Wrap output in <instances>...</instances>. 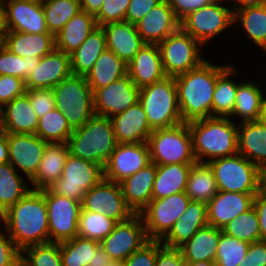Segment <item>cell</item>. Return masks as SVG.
<instances>
[{
    "mask_svg": "<svg viewBox=\"0 0 266 266\" xmlns=\"http://www.w3.org/2000/svg\"><path fill=\"white\" fill-rule=\"evenodd\" d=\"M229 64L204 61L200 66L175 77L178 106L182 121L213 117V94L217 77Z\"/></svg>",
    "mask_w": 266,
    "mask_h": 266,
    "instance_id": "obj_1",
    "label": "cell"
},
{
    "mask_svg": "<svg viewBox=\"0 0 266 266\" xmlns=\"http://www.w3.org/2000/svg\"><path fill=\"white\" fill-rule=\"evenodd\" d=\"M3 228L14 244L24 248L50 242L48 211L43 194L30 190L6 210Z\"/></svg>",
    "mask_w": 266,
    "mask_h": 266,
    "instance_id": "obj_2",
    "label": "cell"
},
{
    "mask_svg": "<svg viewBox=\"0 0 266 266\" xmlns=\"http://www.w3.org/2000/svg\"><path fill=\"white\" fill-rule=\"evenodd\" d=\"M197 162L238 153V124L231 118L208 117L188 122Z\"/></svg>",
    "mask_w": 266,
    "mask_h": 266,
    "instance_id": "obj_3",
    "label": "cell"
},
{
    "mask_svg": "<svg viewBox=\"0 0 266 266\" xmlns=\"http://www.w3.org/2000/svg\"><path fill=\"white\" fill-rule=\"evenodd\" d=\"M69 154L104 168L117 142L110 118L94 115L74 129L67 141Z\"/></svg>",
    "mask_w": 266,
    "mask_h": 266,
    "instance_id": "obj_4",
    "label": "cell"
},
{
    "mask_svg": "<svg viewBox=\"0 0 266 266\" xmlns=\"http://www.w3.org/2000/svg\"><path fill=\"white\" fill-rule=\"evenodd\" d=\"M139 103L153 130L172 127L183 122L178 106L175 77H165L159 82L141 88Z\"/></svg>",
    "mask_w": 266,
    "mask_h": 266,
    "instance_id": "obj_5",
    "label": "cell"
},
{
    "mask_svg": "<svg viewBox=\"0 0 266 266\" xmlns=\"http://www.w3.org/2000/svg\"><path fill=\"white\" fill-rule=\"evenodd\" d=\"M150 161L156 165L193 164L192 135L188 123L154 129L147 141Z\"/></svg>",
    "mask_w": 266,
    "mask_h": 266,
    "instance_id": "obj_6",
    "label": "cell"
},
{
    "mask_svg": "<svg viewBox=\"0 0 266 266\" xmlns=\"http://www.w3.org/2000/svg\"><path fill=\"white\" fill-rule=\"evenodd\" d=\"M52 90L56 108L73 129L83 126L95 115L93 91L85 76L72 74Z\"/></svg>",
    "mask_w": 266,
    "mask_h": 266,
    "instance_id": "obj_7",
    "label": "cell"
},
{
    "mask_svg": "<svg viewBox=\"0 0 266 266\" xmlns=\"http://www.w3.org/2000/svg\"><path fill=\"white\" fill-rule=\"evenodd\" d=\"M233 20L234 12L226 5V0H215L212 4L189 13L180 21V28L207 47L209 42L221 37L234 26Z\"/></svg>",
    "mask_w": 266,
    "mask_h": 266,
    "instance_id": "obj_8",
    "label": "cell"
},
{
    "mask_svg": "<svg viewBox=\"0 0 266 266\" xmlns=\"http://www.w3.org/2000/svg\"><path fill=\"white\" fill-rule=\"evenodd\" d=\"M213 170L218 191L257 194L259 168L239 153L208 162Z\"/></svg>",
    "mask_w": 266,
    "mask_h": 266,
    "instance_id": "obj_9",
    "label": "cell"
},
{
    "mask_svg": "<svg viewBox=\"0 0 266 266\" xmlns=\"http://www.w3.org/2000/svg\"><path fill=\"white\" fill-rule=\"evenodd\" d=\"M166 77H177L200 66L205 48L195 38L179 28L158 44ZM203 47V48H202Z\"/></svg>",
    "mask_w": 266,
    "mask_h": 266,
    "instance_id": "obj_10",
    "label": "cell"
},
{
    "mask_svg": "<svg viewBox=\"0 0 266 266\" xmlns=\"http://www.w3.org/2000/svg\"><path fill=\"white\" fill-rule=\"evenodd\" d=\"M103 177V168L100 165L69 154L62 176L49 189L57 195L81 202L85 193Z\"/></svg>",
    "mask_w": 266,
    "mask_h": 266,
    "instance_id": "obj_11",
    "label": "cell"
},
{
    "mask_svg": "<svg viewBox=\"0 0 266 266\" xmlns=\"http://www.w3.org/2000/svg\"><path fill=\"white\" fill-rule=\"evenodd\" d=\"M191 199L179 192L162 199H152L140 213L149 240H162L187 209Z\"/></svg>",
    "mask_w": 266,
    "mask_h": 266,
    "instance_id": "obj_12",
    "label": "cell"
},
{
    "mask_svg": "<svg viewBox=\"0 0 266 266\" xmlns=\"http://www.w3.org/2000/svg\"><path fill=\"white\" fill-rule=\"evenodd\" d=\"M48 211L50 242H63L78 234L81 202L53 193L49 188L39 190Z\"/></svg>",
    "mask_w": 266,
    "mask_h": 266,
    "instance_id": "obj_13",
    "label": "cell"
},
{
    "mask_svg": "<svg viewBox=\"0 0 266 266\" xmlns=\"http://www.w3.org/2000/svg\"><path fill=\"white\" fill-rule=\"evenodd\" d=\"M81 209L104 214L117 223L127 221L135 215L126 204L120 183L104 177L85 193Z\"/></svg>",
    "mask_w": 266,
    "mask_h": 266,
    "instance_id": "obj_14",
    "label": "cell"
},
{
    "mask_svg": "<svg viewBox=\"0 0 266 266\" xmlns=\"http://www.w3.org/2000/svg\"><path fill=\"white\" fill-rule=\"evenodd\" d=\"M149 241L140 214L117 223L114 229L100 242L113 261L124 262L133 252Z\"/></svg>",
    "mask_w": 266,
    "mask_h": 266,
    "instance_id": "obj_15",
    "label": "cell"
},
{
    "mask_svg": "<svg viewBox=\"0 0 266 266\" xmlns=\"http://www.w3.org/2000/svg\"><path fill=\"white\" fill-rule=\"evenodd\" d=\"M140 89L128 74L93 92L94 113L111 118L139 102Z\"/></svg>",
    "mask_w": 266,
    "mask_h": 266,
    "instance_id": "obj_16",
    "label": "cell"
},
{
    "mask_svg": "<svg viewBox=\"0 0 266 266\" xmlns=\"http://www.w3.org/2000/svg\"><path fill=\"white\" fill-rule=\"evenodd\" d=\"M147 142L117 144L103 168L104 178L122 182L150 163Z\"/></svg>",
    "mask_w": 266,
    "mask_h": 266,
    "instance_id": "obj_17",
    "label": "cell"
},
{
    "mask_svg": "<svg viewBox=\"0 0 266 266\" xmlns=\"http://www.w3.org/2000/svg\"><path fill=\"white\" fill-rule=\"evenodd\" d=\"M9 163L30 180L37 172L47 142L36 134L6 133Z\"/></svg>",
    "mask_w": 266,
    "mask_h": 266,
    "instance_id": "obj_18",
    "label": "cell"
},
{
    "mask_svg": "<svg viewBox=\"0 0 266 266\" xmlns=\"http://www.w3.org/2000/svg\"><path fill=\"white\" fill-rule=\"evenodd\" d=\"M6 31L50 33L46 26L42 3L33 0H2Z\"/></svg>",
    "mask_w": 266,
    "mask_h": 266,
    "instance_id": "obj_19",
    "label": "cell"
},
{
    "mask_svg": "<svg viewBox=\"0 0 266 266\" xmlns=\"http://www.w3.org/2000/svg\"><path fill=\"white\" fill-rule=\"evenodd\" d=\"M135 25L145 44H159L180 28V21L168 0H163Z\"/></svg>",
    "mask_w": 266,
    "mask_h": 266,
    "instance_id": "obj_20",
    "label": "cell"
},
{
    "mask_svg": "<svg viewBox=\"0 0 266 266\" xmlns=\"http://www.w3.org/2000/svg\"><path fill=\"white\" fill-rule=\"evenodd\" d=\"M71 75L70 55L55 49L39 59L37 67L25 81V88H54Z\"/></svg>",
    "mask_w": 266,
    "mask_h": 266,
    "instance_id": "obj_21",
    "label": "cell"
},
{
    "mask_svg": "<svg viewBox=\"0 0 266 266\" xmlns=\"http://www.w3.org/2000/svg\"><path fill=\"white\" fill-rule=\"evenodd\" d=\"M256 194L218 191L206 204L208 225L222 229L235 217L253 206Z\"/></svg>",
    "mask_w": 266,
    "mask_h": 266,
    "instance_id": "obj_22",
    "label": "cell"
},
{
    "mask_svg": "<svg viewBox=\"0 0 266 266\" xmlns=\"http://www.w3.org/2000/svg\"><path fill=\"white\" fill-rule=\"evenodd\" d=\"M110 119L117 144L147 142L153 131L139 102Z\"/></svg>",
    "mask_w": 266,
    "mask_h": 266,
    "instance_id": "obj_23",
    "label": "cell"
},
{
    "mask_svg": "<svg viewBox=\"0 0 266 266\" xmlns=\"http://www.w3.org/2000/svg\"><path fill=\"white\" fill-rule=\"evenodd\" d=\"M127 74L139 89L163 80L166 75L158 44H144L127 64Z\"/></svg>",
    "mask_w": 266,
    "mask_h": 266,
    "instance_id": "obj_24",
    "label": "cell"
},
{
    "mask_svg": "<svg viewBox=\"0 0 266 266\" xmlns=\"http://www.w3.org/2000/svg\"><path fill=\"white\" fill-rule=\"evenodd\" d=\"M156 173L157 165L150 162L120 182L126 204L134 214H140L153 199L152 189Z\"/></svg>",
    "mask_w": 266,
    "mask_h": 266,
    "instance_id": "obj_25",
    "label": "cell"
},
{
    "mask_svg": "<svg viewBox=\"0 0 266 266\" xmlns=\"http://www.w3.org/2000/svg\"><path fill=\"white\" fill-rule=\"evenodd\" d=\"M208 225L207 205L203 202L190 201L185 212L181 215L161 240L169 248H179L188 241L199 229Z\"/></svg>",
    "mask_w": 266,
    "mask_h": 266,
    "instance_id": "obj_26",
    "label": "cell"
},
{
    "mask_svg": "<svg viewBox=\"0 0 266 266\" xmlns=\"http://www.w3.org/2000/svg\"><path fill=\"white\" fill-rule=\"evenodd\" d=\"M101 27L106 35L107 49L114 52L127 64L145 44L137 32L135 24L123 21L109 23Z\"/></svg>",
    "mask_w": 266,
    "mask_h": 266,
    "instance_id": "obj_27",
    "label": "cell"
},
{
    "mask_svg": "<svg viewBox=\"0 0 266 266\" xmlns=\"http://www.w3.org/2000/svg\"><path fill=\"white\" fill-rule=\"evenodd\" d=\"M3 45L20 57L41 58L56 49L55 35L52 33H24L5 31Z\"/></svg>",
    "mask_w": 266,
    "mask_h": 266,
    "instance_id": "obj_28",
    "label": "cell"
},
{
    "mask_svg": "<svg viewBox=\"0 0 266 266\" xmlns=\"http://www.w3.org/2000/svg\"><path fill=\"white\" fill-rule=\"evenodd\" d=\"M68 155L67 143H47L38 170L29 180L31 190H43L53 185L62 176Z\"/></svg>",
    "mask_w": 266,
    "mask_h": 266,
    "instance_id": "obj_29",
    "label": "cell"
},
{
    "mask_svg": "<svg viewBox=\"0 0 266 266\" xmlns=\"http://www.w3.org/2000/svg\"><path fill=\"white\" fill-rule=\"evenodd\" d=\"M0 112L6 133L36 134L39 118L26 93L14 98Z\"/></svg>",
    "mask_w": 266,
    "mask_h": 266,
    "instance_id": "obj_30",
    "label": "cell"
},
{
    "mask_svg": "<svg viewBox=\"0 0 266 266\" xmlns=\"http://www.w3.org/2000/svg\"><path fill=\"white\" fill-rule=\"evenodd\" d=\"M238 153L259 169L266 166V126L259 120L238 124Z\"/></svg>",
    "mask_w": 266,
    "mask_h": 266,
    "instance_id": "obj_31",
    "label": "cell"
},
{
    "mask_svg": "<svg viewBox=\"0 0 266 266\" xmlns=\"http://www.w3.org/2000/svg\"><path fill=\"white\" fill-rule=\"evenodd\" d=\"M258 82L250 81L249 78L241 80L236 91V99L232 113V120L237 124L251 122L259 119L262 102L266 95ZM236 119V120H235Z\"/></svg>",
    "mask_w": 266,
    "mask_h": 266,
    "instance_id": "obj_32",
    "label": "cell"
},
{
    "mask_svg": "<svg viewBox=\"0 0 266 266\" xmlns=\"http://www.w3.org/2000/svg\"><path fill=\"white\" fill-rule=\"evenodd\" d=\"M96 27L95 16L81 10L55 35L56 50L70 55Z\"/></svg>",
    "mask_w": 266,
    "mask_h": 266,
    "instance_id": "obj_33",
    "label": "cell"
},
{
    "mask_svg": "<svg viewBox=\"0 0 266 266\" xmlns=\"http://www.w3.org/2000/svg\"><path fill=\"white\" fill-rule=\"evenodd\" d=\"M222 229L207 225L179 247L184 262L215 261Z\"/></svg>",
    "mask_w": 266,
    "mask_h": 266,
    "instance_id": "obj_34",
    "label": "cell"
},
{
    "mask_svg": "<svg viewBox=\"0 0 266 266\" xmlns=\"http://www.w3.org/2000/svg\"><path fill=\"white\" fill-rule=\"evenodd\" d=\"M234 64H230L218 77L213 94V117L231 118L234 109L239 75ZM236 79V80H235Z\"/></svg>",
    "mask_w": 266,
    "mask_h": 266,
    "instance_id": "obj_35",
    "label": "cell"
},
{
    "mask_svg": "<svg viewBox=\"0 0 266 266\" xmlns=\"http://www.w3.org/2000/svg\"><path fill=\"white\" fill-rule=\"evenodd\" d=\"M105 49H107L106 35L103 28L98 26L78 49L70 54L72 74L86 76Z\"/></svg>",
    "mask_w": 266,
    "mask_h": 266,
    "instance_id": "obj_36",
    "label": "cell"
},
{
    "mask_svg": "<svg viewBox=\"0 0 266 266\" xmlns=\"http://www.w3.org/2000/svg\"><path fill=\"white\" fill-rule=\"evenodd\" d=\"M127 74V63L114 52L105 49L85 78L94 92Z\"/></svg>",
    "mask_w": 266,
    "mask_h": 266,
    "instance_id": "obj_37",
    "label": "cell"
},
{
    "mask_svg": "<svg viewBox=\"0 0 266 266\" xmlns=\"http://www.w3.org/2000/svg\"><path fill=\"white\" fill-rule=\"evenodd\" d=\"M233 24H238L243 31L239 32L266 54V4L234 11Z\"/></svg>",
    "mask_w": 266,
    "mask_h": 266,
    "instance_id": "obj_38",
    "label": "cell"
},
{
    "mask_svg": "<svg viewBox=\"0 0 266 266\" xmlns=\"http://www.w3.org/2000/svg\"><path fill=\"white\" fill-rule=\"evenodd\" d=\"M192 164L157 165V173L153 184V199L184 192Z\"/></svg>",
    "mask_w": 266,
    "mask_h": 266,
    "instance_id": "obj_39",
    "label": "cell"
},
{
    "mask_svg": "<svg viewBox=\"0 0 266 266\" xmlns=\"http://www.w3.org/2000/svg\"><path fill=\"white\" fill-rule=\"evenodd\" d=\"M218 192L213 170L207 162L192 164L186 184V195L191 201L208 203Z\"/></svg>",
    "mask_w": 266,
    "mask_h": 266,
    "instance_id": "obj_40",
    "label": "cell"
},
{
    "mask_svg": "<svg viewBox=\"0 0 266 266\" xmlns=\"http://www.w3.org/2000/svg\"><path fill=\"white\" fill-rule=\"evenodd\" d=\"M31 190L29 180L9 163L0 164V203L7 210Z\"/></svg>",
    "mask_w": 266,
    "mask_h": 266,
    "instance_id": "obj_41",
    "label": "cell"
},
{
    "mask_svg": "<svg viewBox=\"0 0 266 266\" xmlns=\"http://www.w3.org/2000/svg\"><path fill=\"white\" fill-rule=\"evenodd\" d=\"M41 3L47 29L54 35L81 11L79 0H42Z\"/></svg>",
    "mask_w": 266,
    "mask_h": 266,
    "instance_id": "obj_42",
    "label": "cell"
},
{
    "mask_svg": "<svg viewBox=\"0 0 266 266\" xmlns=\"http://www.w3.org/2000/svg\"><path fill=\"white\" fill-rule=\"evenodd\" d=\"M74 129L57 108L39 118L36 135L47 143H67Z\"/></svg>",
    "mask_w": 266,
    "mask_h": 266,
    "instance_id": "obj_43",
    "label": "cell"
},
{
    "mask_svg": "<svg viewBox=\"0 0 266 266\" xmlns=\"http://www.w3.org/2000/svg\"><path fill=\"white\" fill-rule=\"evenodd\" d=\"M99 246L98 241L79 236L60 242L63 266H87Z\"/></svg>",
    "mask_w": 266,
    "mask_h": 266,
    "instance_id": "obj_44",
    "label": "cell"
},
{
    "mask_svg": "<svg viewBox=\"0 0 266 266\" xmlns=\"http://www.w3.org/2000/svg\"><path fill=\"white\" fill-rule=\"evenodd\" d=\"M116 221L98 212L80 210L77 236L99 243L114 229Z\"/></svg>",
    "mask_w": 266,
    "mask_h": 266,
    "instance_id": "obj_45",
    "label": "cell"
},
{
    "mask_svg": "<svg viewBox=\"0 0 266 266\" xmlns=\"http://www.w3.org/2000/svg\"><path fill=\"white\" fill-rule=\"evenodd\" d=\"M222 231L228 236L248 243L261 240L258 217L253 206L226 224Z\"/></svg>",
    "mask_w": 266,
    "mask_h": 266,
    "instance_id": "obj_46",
    "label": "cell"
},
{
    "mask_svg": "<svg viewBox=\"0 0 266 266\" xmlns=\"http://www.w3.org/2000/svg\"><path fill=\"white\" fill-rule=\"evenodd\" d=\"M39 59L31 56L20 57L2 45L0 47V75L16 76L26 81L37 67Z\"/></svg>",
    "mask_w": 266,
    "mask_h": 266,
    "instance_id": "obj_47",
    "label": "cell"
},
{
    "mask_svg": "<svg viewBox=\"0 0 266 266\" xmlns=\"http://www.w3.org/2000/svg\"><path fill=\"white\" fill-rule=\"evenodd\" d=\"M250 243L221 233L215 257L216 266H239Z\"/></svg>",
    "mask_w": 266,
    "mask_h": 266,
    "instance_id": "obj_48",
    "label": "cell"
},
{
    "mask_svg": "<svg viewBox=\"0 0 266 266\" xmlns=\"http://www.w3.org/2000/svg\"><path fill=\"white\" fill-rule=\"evenodd\" d=\"M21 256L29 266H63L58 242L28 246L21 251Z\"/></svg>",
    "mask_w": 266,
    "mask_h": 266,
    "instance_id": "obj_49",
    "label": "cell"
},
{
    "mask_svg": "<svg viewBox=\"0 0 266 266\" xmlns=\"http://www.w3.org/2000/svg\"><path fill=\"white\" fill-rule=\"evenodd\" d=\"M130 0H103L99 13L95 16L97 26L125 21Z\"/></svg>",
    "mask_w": 266,
    "mask_h": 266,
    "instance_id": "obj_50",
    "label": "cell"
},
{
    "mask_svg": "<svg viewBox=\"0 0 266 266\" xmlns=\"http://www.w3.org/2000/svg\"><path fill=\"white\" fill-rule=\"evenodd\" d=\"M25 93L28 95L31 106L38 118L45 116L56 108L52 88L26 89Z\"/></svg>",
    "mask_w": 266,
    "mask_h": 266,
    "instance_id": "obj_51",
    "label": "cell"
},
{
    "mask_svg": "<svg viewBox=\"0 0 266 266\" xmlns=\"http://www.w3.org/2000/svg\"><path fill=\"white\" fill-rule=\"evenodd\" d=\"M25 92L23 79L11 75H0V109Z\"/></svg>",
    "mask_w": 266,
    "mask_h": 266,
    "instance_id": "obj_52",
    "label": "cell"
},
{
    "mask_svg": "<svg viewBox=\"0 0 266 266\" xmlns=\"http://www.w3.org/2000/svg\"><path fill=\"white\" fill-rule=\"evenodd\" d=\"M157 258V240H149L140 249L133 252L123 266H155Z\"/></svg>",
    "mask_w": 266,
    "mask_h": 266,
    "instance_id": "obj_53",
    "label": "cell"
},
{
    "mask_svg": "<svg viewBox=\"0 0 266 266\" xmlns=\"http://www.w3.org/2000/svg\"><path fill=\"white\" fill-rule=\"evenodd\" d=\"M21 256V250L14 244L3 227H0V266H12Z\"/></svg>",
    "mask_w": 266,
    "mask_h": 266,
    "instance_id": "obj_54",
    "label": "cell"
},
{
    "mask_svg": "<svg viewBox=\"0 0 266 266\" xmlns=\"http://www.w3.org/2000/svg\"><path fill=\"white\" fill-rule=\"evenodd\" d=\"M155 266H185V262L179 248L166 247L161 240H157Z\"/></svg>",
    "mask_w": 266,
    "mask_h": 266,
    "instance_id": "obj_55",
    "label": "cell"
},
{
    "mask_svg": "<svg viewBox=\"0 0 266 266\" xmlns=\"http://www.w3.org/2000/svg\"><path fill=\"white\" fill-rule=\"evenodd\" d=\"M163 0H130L127 8L125 21L136 24L147 13Z\"/></svg>",
    "mask_w": 266,
    "mask_h": 266,
    "instance_id": "obj_56",
    "label": "cell"
},
{
    "mask_svg": "<svg viewBox=\"0 0 266 266\" xmlns=\"http://www.w3.org/2000/svg\"><path fill=\"white\" fill-rule=\"evenodd\" d=\"M215 0H168L176 18L181 21L189 13L212 4Z\"/></svg>",
    "mask_w": 266,
    "mask_h": 266,
    "instance_id": "obj_57",
    "label": "cell"
},
{
    "mask_svg": "<svg viewBox=\"0 0 266 266\" xmlns=\"http://www.w3.org/2000/svg\"><path fill=\"white\" fill-rule=\"evenodd\" d=\"M239 266H266V241L250 243L246 257L239 263Z\"/></svg>",
    "mask_w": 266,
    "mask_h": 266,
    "instance_id": "obj_58",
    "label": "cell"
},
{
    "mask_svg": "<svg viewBox=\"0 0 266 266\" xmlns=\"http://www.w3.org/2000/svg\"><path fill=\"white\" fill-rule=\"evenodd\" d=\"M253 207L258 217L261 240L266 241V196L258 192L253 199Z\"/></svg>",
    "mask_w": 266,
    "mask_h": 266,
    "instance_id": "obj_59",
    "label": "cell"
},
{
    "mask_svg": "<svg viewBox=\"0 0 266 266\" xmlns=\"http://www.w3.org/2000/svg\"><path fill=\"white\" fill-rule=\"evenodd\" d=\"M112 259L105 252L103 247L99 246L93 253L92 260L88 263L87 266H107L111 263Z\"/></svg>",
    "mask_w": 266,
    "mask_h": 266,
    "instance_id": "obj_60",
    "label": "cell"
},
{
    "mask_svg": "<svg viewBox=\"0 0 266 266\" xmlns=\"http://www.w3.org/2000/svg\"><path fill=\"white\" fill-rule=\"evenodd\" d=\"M232 11L245 9L249 7H256L261 4H266V0H226ZM233 3V4H232ZM234 5V6H232ZM232 6V7H231Z\"/></svg>",
    "mask_w": 266,
    "mask_h": 266,
    "instance_id": "obj_61",
    "label": "cell"
},
{
    "mask_svg": "<svg viewBox=\"0 0 266 266\" xmlns=\"http://www.w3.org/2000/svg\"><path fill=\"white\" fill-rule=\"evenodd\" d=\"M79 1H80L81 10L93 16H96L99 13L101 5L103 4V0H79Z\"/></svg>",
    "mask_w": 266,
    "mask_h": 266,
    "instance_id": "obj_62",
    "label": "cell"
},
{
    "mask_svg": "<svg viewBox=\"0 0 266 266\" xmlns=\"http://www.w3.org/2000/svg\"><path fill=\"white\" fill-rule=\"evenodd\" d=\"M9 162V150L6 132L0 135V164Z\"/></svg>",
    "mask_w": 266,
    "mask_h": 266,
    "instance_id": "obj_63",
    "label": "cell"
},
{
    "mask_svg": "<svg viewBox=\"0 0 266 266\" xmlns=\"http://www.w3.org/2000/svg\"><path fill=\"white\" fill-rule=\"evenodd\" d=\"M259 192L266 196V166L259 169Z\"/></svg>",
    "mask_w": 266,
    "mask_h": 266,
    "instance_id": "obj_64",
    "label": "cell"
},
{
    "mask_svg": "<svg viewBox=\"0 0 266 266\" xmlns=\"http://www.w3.org/2000/svg\"><path fill=\"white\" fill-rule=\"evenodd\" d=\"M5 27H4V7L2 0H0V37H3L5 34Z\"/></svg>",
    "mask_w": 266,
    "mask_h": 266,
    "instance_id": "obj_65",
    "label": "cell"
},
{
    "mask_svg": "<svg viewBox=\"0 0 266 266\" xmlns=\"http://www.w3.org/2000/svg\"><path fill=\"white\" fill-rule=\"evenodd\" d=\"M185 266H216L215 261L185 262Z\"/></svg>",
    "mask_w": 266,
    "mask_h": 266,
    "instance_id": "obj_66",
    "label": "cell"
},
{
    "mask_svg": "<svg viewBox=\"0 0 266 266\" xmlns=\"http://www.w3.org/2000/svg\"><path fill=\"white\" fill-rule=\"evenodd\" d=\"M258 120L266 126V95L262 102V108Z\"/></svg>",
    "mask_w": 266,
    "mask_h": 266,
    "instance_id": "obj_67",
    "label": "cell"
},
{
    "mask_svg": "<svg viewBox=\"0 0 266 266\" xmlns=\"http://www.w3.org/2000/svg\"><path fill=\"white\" fill-rule=\"evenodd\" d=\"M6 218V209L0 203V227H3Z\"/></svg>",
    "mask_w": 266,
    "mask_h": 266,
    "instance_id": "obj_68",
    "label": "cell"
},
{
    "mask_svg": "<svg viewBox=\"0 0 266 266\" xmlns=\"http://www.w3.org/2000/svg\"><path fill=\"white\" fill-rule=\"evenodd\" d=\"M12 266H29V264L24 260L22 256Z\"/></svg>",
    "mask_w": 266,
    "mask_h": 266,
    "instance_id": "obj_69",
    "label": "cell"
},
{
    "mask_svg": "<svg viewBox=\"0 0 266 266\" xmlns=\"http://www.w3.org/2000/svg\"><path fill=\"white\" fill-rule=\"evenodd\" d=\"M4 133H5L4 122L0 112V135H3Z\"/></svg>",
    "mask_w": 266,
    "mask_h": 266,
    "instance_id": "obj_70",
    "label": "cell"
},
{
    "mask_svg": "<svg viewBox=\"0 0 266 266\" xmlns=\"http://www.w3.org/2000/svg\"><path fill=\"white\" fill-rule=\"evenodd\" d=\"M107 266H123V262L112 260Z\"/></svg>",
    "mask_w": 266,
    "mask_h": 266,
    "instance_id": "obj_71",
    "label": "cell"
},
{
    "mask_svg": "<svg viewBox=\"0 0 266 266\" xmlns=\"http://www.w3.org/2000/svg\"><path fill=\"white\" fill-rule=\"evenodd\" d=\"M3 45V37H0V47Z\"/></svg>",
    "mask_w": 266,
    "mask_h": 266,
    "instance_id": "obj_72",
    "label": "cell"
}]
</instances>
